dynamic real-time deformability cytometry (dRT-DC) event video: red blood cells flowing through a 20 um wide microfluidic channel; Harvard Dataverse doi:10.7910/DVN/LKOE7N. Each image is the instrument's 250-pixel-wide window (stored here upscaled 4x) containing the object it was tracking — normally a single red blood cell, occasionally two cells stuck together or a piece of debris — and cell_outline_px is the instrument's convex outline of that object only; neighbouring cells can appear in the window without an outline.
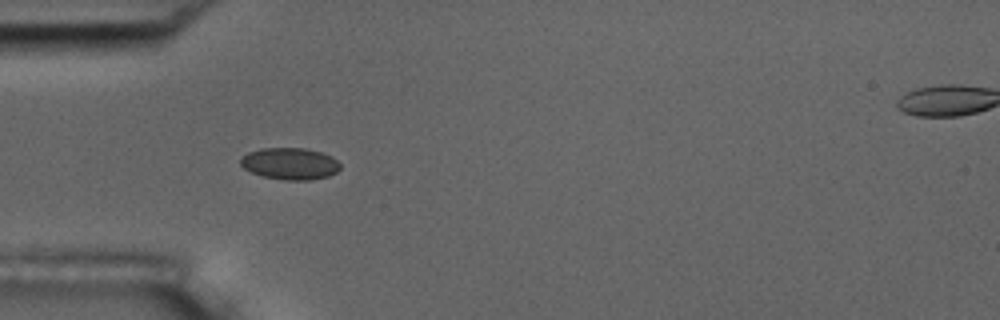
{"species": "common noctule bat (a hibernating species)", "species_latin": "Nyctalus noctula", "temperature_condition": "room temperature", "stored_images_in_passage": 10, "camera_frame_rate_fps": 3000, "um_per_image_px": 0.085, "animal": {"sex": "male", "body_mass_g": 17.5, "forearm_length_mm": 52.3}, "frame": {"image": 1, "passage_image": 5, "time_ms": 5.333, "image_size_px": [1000, 320], "cell_outline_px": [[340, 168], [336, 172], [328, 176], [312, 180], [284, 180], [264, 176], [252, 172], [244, 168], [240, 164], [240, 156], [248, 152], [260, 148], [304, 148], [320, 152], [332, 156], [340, 164]], "centroid_in_image_um": [24.63, 13.9], "position_along_channel_um": 60.4, "area_um2": 18.5}}
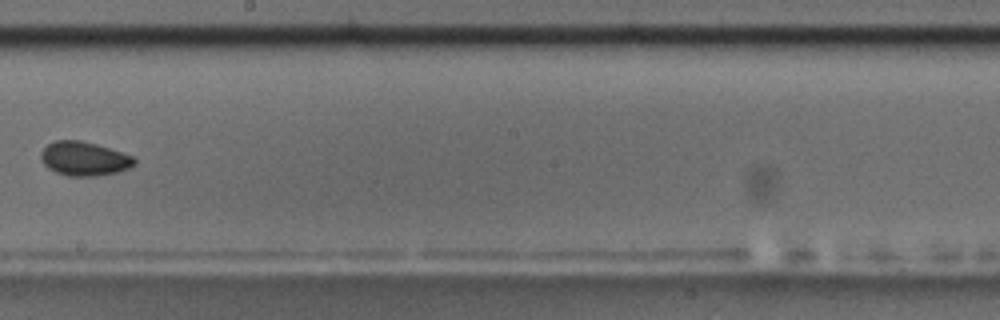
{"frame": {"image": 2, "passage_image": 9, "time_ms": 10.333, "image_size_px": [1000, 320], "cell_outline_px": [[136, 164], [128, 168], [116, 172], [96, 176], [68, 176], [56, 172], [48, 168], [40, 160], [40, 152], [48, 144], [56, 140], [80, 140], [96, 144], [132, 156], [136, 160]], "centroid_in_image_um": [7.12, 13.49], "position_along_channel_um": 241.1, "area_um2": 18.44}}
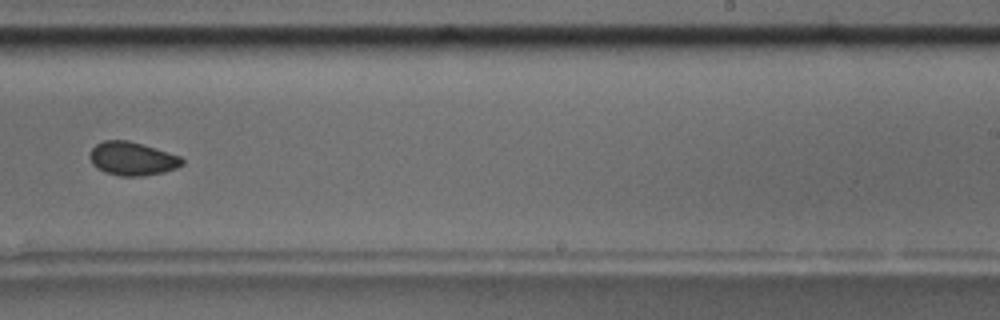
{"frame": {"image": 3, "passage_image": 10, "time_ms": 11.333, "image_size_px": [1000, 320], "cell_outline_px": [[184, 164], [176, 168], [164, 172], [144, 176], [120, 176], [104, 172], [96, 168], [92, 164], [88, 156], [92, 148], [96, 144], [104, 140], [128, 140], [180, 156], [184, 160]], "centroid_in_image_um": [11.21, 13.5], "position_along_channel_um": 277.8, "area_um2": 18.09}}